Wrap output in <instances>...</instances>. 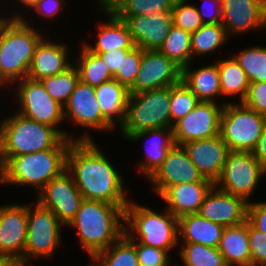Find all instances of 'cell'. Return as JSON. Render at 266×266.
Wrapping results in <instances>:
<instances>
[{"label": "cell", "mask_w": 266, "mask_h": 266, "mask_svg": "<svg viewBox=\"0 0 266 266\" xmlns=\"http://www.w3.org/2000/svg\"><path fill=\"white\" fill-rule=\"evenodd\" d=\"M130 50L131 49H114L107 52L93 53L98 54L104 60L109 72L114 75L117 69H120L122 57H125Z\"/></svg>", "instance_id": "cell-46"}, {"label": "cell", "mask_w": 266, "mask_h": 266, "mask_svg": "<svg viewBox=\"0 0 266 266\" xmlns=\"http://www.w3.org/2000/svg\"><path fill=\"white\" fill-rule=\"evenodd\" d=\"M266 169L251 152L229 151L221 176L214 184L220 190L240 196L247 202ZM220 185V187H219Z\"/></svg>", "instance_id": "cell-9"}, {"label": "cell", "mask_w": 266, "mask_h": 266, "mask_svg": "<svg viewBox=\"0 0 266 266\" xmlns=\"http://www.w3.org/2000/svg\"><path fill=\"white\" fill-rule=\"evenodd\" d=\"M67 170L84 199L128 205L121 174L88 133L71 143L67 152Z\"/></svg>", "instance_id": "cell-1"}, {"label": "cell", "mask_w": 266, "mask_h": 266, "mask_svg": "<svg viewBox=\"0 0 266 266\" xmlns=\"http://www.w3.org/2000/svg\"><path fill=\"white\" fill-rule=\"evenodd\" d=\"M217 65L220 74L221 96L232 97V95L239 94L240 102H242L250 85L245 71L233 56L228 60H218Z\"/></svg>", "instance_id": "cell-31"}, {"label": "cell", "mask_w": 266, "mask_h": 266, "mask_svg": "<svg viewBox=\"0 0 266 266\" xmlns=\"http://www.w3.org/2000/svg\"><path fill=\"white\" fill-rule=\"evenodd\" d=\"M227 36L266 26V0H221Z\"/></svg>", "instance_id": "cell-20"}, {"label": "cell", "mask_w": 266, "mask_h": 266, "mask_svg": "<svg viewBox=\"0 0 266 266\" xmlns=\"http://www.w3.org/2000/svg\"><path fill=\"white\" fill-rule=\"evenodd\" d=\"M207 1H210L209 4L212 6L213 4V8L212 11L214 13H210L208 11H205V7L204 5H202V11L197 8V11L199 12L201 21L203 24H221L222 23V7H221V0H205L204 2L207 3ZM209 6V5H208ZM208 10V9H207ZM208 19H207V18ZM207 19V20H206Z\"/></svg>", "instance_id": "cell-47"}, {"label": "cell", "mask_w": 266, "mask_h": 266, "mask_svg": "<svg viewBox=\"0 0 266 266\" xmlns=\"http://www.w3.org/2000/svg\"><path fill=\"white\" fill-rule=\"evenodd\" d=\"M266 117L242 102L226 103L220 117V136L230 151L253 152L262 134Z\"/></svg>", "instance_id": "cell-8"}, {"label": "cell", "mask_w": 266, "mask_h": 266, "mask_svg": "<svg viewBox=\"0 0 266 266\" xmlns=\"http://www.w3.org/2000/svg\"><path fill=\"white\" fill-rule=\"evenodd\" d=\"M199 173L213 184L220 178L228 152L227 144L219 135L182 145Z\"/></svg>", "instance_id": "cell-21"}, {"label": "cell", "mask_w": 266, "mask_h": 266, "mask_svg": "<svg viewBox=\"0 0 266 266\" xmlns=\"http://www.w3.org/2000/svg\"><path fill=\"white\" fill-rule=\"evenodd\" d=\"M117 17L128 26L134 45L143 50H159L173 26L172 12Z\"/></svg>", "instance_id": "cell-19"}, {"label": "cell", "mask_w": 266, "mask_h": 266, "mask_svg": "<svg viewBox=\"0 0 266 266\" xmlns=\"http://www.w3.org/2000/svg\"><path fill=\"white\" fill-rule=\"evenodd\" d=\"M40 81L50 96L64 106L80 81V76L77 67L71 66L63 73L43 78Z\"/></svg>", "instance_id": "cell-36"}, {"label": "cell", "mask_w": 266, "mask_h": 266, "mask_svg": "<svg viewBox=\"0 0 266 266\" xmlns=\"http://www.w3.org/2000/svg\"><path fill=\"white\" fill-rule=\"evenodd\" d=\"M248 203L244 198L213 185L205 195L198 214L224 227L235 226L247 221Z\"/></svg>", "instance_id": "cell-17"}, {"label": "cell", "mask_w": 266, "mask_h": 266, "mask_svg": "<svg viewBox=\"0 0 266 266\" xmlns=\"http://www.w3.org/2000/svg\"><path fill=\"white\" fill-rule=\"evenodd\" d=\"M84 199L75 217L67 225L76 228L80 245L93 258L125 234V207ZM121 220V222H119Z\"/></svg>", "instance_id": "cell-2"}, {"label": "cell", "mask_w": 266, "mask_h": 266, "mask_svg": "<svg viewBox=\"0 0 266 266\" xmlns=\"http://www.w3.org/2000/svg\"><path fill=\"white\" fill-rule=\"evenodd\" d=\"M64 119L69 117L75 124L93 129L111 130L114 126L103 116L96 99L95 87L78 82L67 103L63 106Z\"/></svg>", "instance_id": "cell-18"}, {"label": "cell", "mask_w": 266, "mask_h": 266, "mask_svg": "<svg viewBox=\"0 0 266 266\" xmlns=\"http://www.w3.org/2000/svg\"><path fill=\"white\" fill-rule=\"evenodd\" d=\"M135 250L138 256L140 266H168L169 256L168 251L159 248H154L135 242Z\"/></svg>", "instance_id": "cell-42"}, {"label": "cell", "mask_w": 266, "mask_h": 266, "mask_svg": "<svg viewBox=\"0 0 266 266\" xmlns=\"http://www.w3.org/2000/svg\"><path fill=\"white\" fill-rule=\"evenodd\" d=\"M173 24L189 33L196 32L202 25V21L193 4H187V0H176L172 9Z\"/></svg>", "instance_id": "cell-41"}, {"label": "cell", "mask_w": 266, "mask_h": 266, "mask_svg": "<svg viewBox=\"0 0 266 266\" xmlns=\"http://www.w3.org/2000/svg\"><path fill=\"white\" fill-rule=\"evenodd\" d=\"M63 3L66 4L64 0H39L33 9L48 18L56 15L60 11Z\"/></svg>", "instance_id": "cell-48"}, {"label": "cell", "mask_w": 266, "mask_h": 266, "mask_svg": "<svg viewBox=\"0 0 266 266\" xmlns=\"http://www.w3.org/2000/svg\"><path fill=\"white\" fill-rule=\"evenodd\" d=\"M80 59L75 60L79 71L80 80L92 87H97L102 83L113 79L104 60L90 51L85 45L82 47Z\"/></svg>", "instance_id": "cell-32"}, {"label": "cell", "mask_w": 266, "mask_h": 266, "mask_svg": "<svg viewBox=\"0 0 266 266\" xmlns=\"http://www.w3.org/2000/svg\"><path fill=\"white\" fill-rule=\"evenodd\" d=\"M28 205L0 206V256L24 262Z\"/></svg>", "instance_id": "cell-15"}, {"label": "cell", "mask_w": 266, "mask_h": 266, "mask_svg": "<svg viewBox=\"0 0 266 266\" xmlns=\"http://www.w3.org/2000/svg\"><path fill=\"white\" fill-rule=\"evenodd\" d=\"M182 69L159 50H143V58L129 94L163 88L181 81Z\"/></svg>", "instance_id": "cell-14"}, {"label": "cell", "mask_w": 266, "mask_h": 266, "mask_svg": "<svg viewBox=\"0 0 266 266\" xmlns=\"http://www.w3.org/2000/svg\"><path fill=\"white\" fill-rule=\"evenodd\" d=\"M149 135L154 136L151 146L147 148V154L144 158L145 160L143 162H139L140 164L137 167L138 170L147 178H149L163 163V161L166 159L168 151L175 145L172 128L145 130L132 134L128 139L136 141L143 139L144 136L146 137Z\"/></svg>", "instance_id": "cell-26"}, {"label": "cell", "mask_w": 266, "mask_h": 266, "mask_svg": "<svg viewBox=\"0 0 266 266\" xmlns=\"http://www.w3.org/2000/svg\"><path fill=\"white\" fill-rule=\"evenodd\" d=\"M203 178L184 147L175 144L168 151L163 163L148 179L156 194L160 195L169 186L199 182Z\"/></svg>", "instance_id": "cell-16"}, {"label": "cell", "mask_w": 266, "mask_h": 266, "mask_svg": "<svg viewBox=\"0 0 266 266\" xmlns=\"http://www.w3.org/2000/svg\"><path fill=\"white\" fill-rule=\"evenodd\" d=\"M252 153L259 163L266 169V123L263 127L256 148Z\"/></svg>", "instance_id": "cell-49"}, {"label": "cell", "mask_w": 266, "mask_h": 266, "mask_svg": "<svg viewBox=\"0 0 266 266\" xmlns=\"http://www.w3.org/2000/svg\"><path fill=\"white\" fill-rule=\"evenodd\" d=\"M121 132L127 139L135 133L171 128L170 86L129 94Z\"/></svg>", "instance_id": "cell-7"}, {"label": "cell", "mask_w": 266, "mask_h": 266, "mask_svg": "<svg viewBox=\"0 0 266 266\" xmlns=\"http://www.w3.org/2000/svg\"><path fill=\"white\" fill-rule=\"evenodd\" d=\"M38 194L36 201L42 207L51 210L65 226L75 217L84 200L67 169L50 180Z\"/></svg>", "instance_id": "cell-12"}, {"label": "cell", "mask_w": 266, "mask_h": 266, "mask_svg": "<svg viewBox=\"0 0 266 266\" xmlns=\"http://www.w3.org/2000/svg\"><path fill=\"white\" fill-rule=\"evenodd\" d=\"M43 37L37 44L28 71V78L40 81L43 78L63 73L72 64L68 63L66 45L53 43Z\"/></svg>", "instance_id": "cell-23"}, {"label": "cell", "mask_w": 266, "mask_h": 266, "mask_svg": "<svg viewBox=\"0 0 266 266\" xmlns=\"http://www.w3.org/2000/svg\"><path fill=\"white\" fill-rule=\"evenodd\" d=\"M225 102L200 101L186 116L173 124V137L176 145L209 139L220 134V117Z\"/></svg>", "instance_id": "cell-13"}, {"label": "cell", "mask_w": 266, "mask_h": 266, "mask_svg": "<svg viewBox=\"0 0 266 266\" xmlns=\"http://www.w3.org/2000/svg\"><path fill=\"white\" fill-rule=\"evenodd\" d=\"M218 250L223 255L227 266H251L248 221L225 227Z\"/></svg>", "instance_id": "cell-25"}, {"label": "cell", "mask_w": 266, "mask_h": 266, "mask_svg": "<svg viewBox=\"0 0 266 266\" xmlns=\"http://www.w3.org/2000/svg\"><path fill=\"white\" fill-rule=\"evenodd\" d=\"M143 58V49L133 47L125 57H122L120 69H117L113 79L124 85L128 90L134 85Z\"/></svg>", "instance_id": "cell-40"}, {"label": "cell", "mask_w": 266, "mask_h": 266, "mask_svg": "<svg viewBox=\"0 0 266 266\" xmlns=\"http://www.w3.org/2000/svg\"><path fill=\"white\" fill-rule=\"evenodd\" d=\"M159 51L183 69L192 62L191 33L173 24Z\"/></svg>", "instance_id": "cell-34"}, {"label": "cell", "mask_w": 266, "mask_h": 266, "mask_svg": "<svg viewBox=\"0 0 266 266\" xmlns=\"http://www.w3.org/2000/svg\"><path fill=\"white\" fill-rule=\"evenodd\" d=\"M179 251L185 266H227L218 248L196 243H184Z\"/></svg>", "instance_id": "cell-37"}, {"label": "cell", "mask_w": 266, "mask_h": 266, "mask_svg": "<svg viewBox=\"0 0 266 266\" xmlns=\"http://www.w3.org/2000/svg\"><path fill=\"white\" fill-rule=\"evenodd\" d=\"M8 19H5V18H1L0 17V22H6Z\"/></svg>", "instance_id": "cell-53"}, {"label": "cell", "mask_w": 266, "mask_h": 266, "mask_svg": "<svg viewBox=\"0 0 266 266\" xmlns=\"http://www.w3.org/2000/svg\"><path fill=\"white\" fill-rule=\"evenodd\" d=\"M20 109L18 113L39 123L54 127L63 137L74 140L57 125L64 120L63 106L46 91L41 81L28 77L21 79L17 90Z\"/></svg>", "instance_id": "cell-11"}, {"label": "cell", "mask_w": 266, "mask_h": 266, "mask_svg": "<svg viewBox=\"0 0 266 266\" xmlns=\"http://www.w3.org/2000/svg\"><path fill=\"white\" fill-rule=\"evenodd\" d=\"M176 0H112L106 7L116 16L172 12Z\"/></svg>", "instance_id": "cell-33"}, {"label": "cell", "mask_w": 266, "mask_h": 266, "mask_svg": "<svg viewBox=\"0 0 266 266\" xmlns=\"http://www.w3.org/2000/svg\"><path fill=\"white\" fill-rule=\"evenodd\" d=\"M92 266H140L135 250V239L124 234L110 247L97 253Z\"/></svg>", "instance_id": "cell-30"}, {"label": "cell", "mask_w": 266, "mask_h": 266, "mask_svg": "<svg viewBox=\"0 0 266 266\" xmlns=\"http://www.w3.org/2000/svg\"><path fill=\"white\" fill-rule=\"evenodd\" d=\"M213 185L210 180L203 178L199 182L169 186L159 196L167 202L166 209L179 219L184 215L197 214Z\"/></svg>", "instance_id": "cell-22"}, {"label": "cell", "mask_w": 266, "mask_h": 266, "mask_svg": "<svg viewBox=\"0 0 266 266\" xmlns=\"http://www.w3.org/2000/svg\"><path fill=\"white\" fill-rule=\"evenodd\" d=\"M69 148H51L12 157L0 169V183L32 185L39 192L53 178L67 169Z\"/></svg>", "instance_id": "cell-5"}, {"label": "cell", "mask_w": 266, "mask_h": 266, "mask_svg": "<svg viewBox=\"0 0 266 266\" xmlns=\"http://www.w3.org/2000/svg\"><path fill=\"white\" fill-rule=\"evenodd\" d=\"M190 64L182 69L181 80L197 96L199 101L215 102L221 95L220 74L217 63L190 70Z\"/></svg>", "instance_id": "cell-29"}, {"label": "cell", "mask_w": 266, "mask_h": 266, "mask_svg": "<svg viewBox=\"0 0 266 266\" xmlns=\"http://www.w3.org/2000/svg\"><path fill=\"white\" fill-rule=\"evenodd\" d=\"M112 0H98V3L107 6Z\"/></svg>", "instance_id": "cell-52"}, {"label": "cell", "mask_w": 266, "mask_h": 266, "mask_svg": "<svg viewBox=\"0 0 266 266\" xmlns=\"http://www.w3.org/2000/svg\"><path fill=\"white\" fill-rule=\"evenodd\" d=\"M124 223L125 234L130 239H139L141 244L169 251L179 243L178 218L167 209L165 213H157L137 202H129Z\"/></svg>", "instance_id": "cell-6"}, {"label": "cell", "mask_w": 266, "mask_h": 266, "mask_svg": "<svg viewBox=\"0 0 266 266\" xmlns=\"http://www.w3.org/2000/svg\"><path fill=\"white\" fill-rule=\"evenodd\" d=\"M251 266H266V234L248 222Z\"/></svg>", "instance_id": "cell-43"}, {"label": "cell", "mask_w": 266, "mask_h": 266, "mask_svg": "<svg viewBox=\"0 0 266 266\" xmlns=\"http://www.w3.org/2000/svg\"><path fill=\"white\" fill-rule=\"evenodd\" d=\"M247 221L257 230L266 234V202H249Z\"/></svg>", "instance_id": "cell-45"}, {"label": "cell", "mask_w": 266, "mask_h": 266, "mask_svg": "<svg viewBox=\"0 0 266 266\" xmlns=\"http://www.w3.org/2000/svg\"><path fill=\"white\" fill-rule=\"evenodd\" d=\"M96 99L103 116L113 125H121L125 118L129 90L112 79L95 87Z\"/></svg>", "instance_id": "cell-28"}, {"label": "cell", "mask_w": 266, "mask_h": 266, "mask_svg": "<svg viewBox=\"0 0 266 266\" xmlns=\"http://www.w3.org/2000/svg\"><path fill=\"white\" fill-rule=\"evenodd\" d=\"M18 1V0H17ZM39 0H19V2L23 5H25L26 7H30L31 9L36 5V3L38 2Z\"/></svg>", "instance_id": "cell-51"}, {"label": "cell", "mask_w": 266, "mask_h": 266, "mask_svg": "<svg viewBox=\"0 0 266 266\" xmlns=\"http://www.w3.org/2000/svg\"><path fill=\"white\" fill-rule=\"evenodd\" d=\"M8 18L0 30V85L28 77L41 33L21 16Z\"/></svg>", "instance_id": "cell-4"}, {"label": "cell", "mask_w": 266, "mask_h": 266, "mask_svg": "<svg viewBox=\"0 0 266 266\" xmlns=\"http://www.w3.org/2000/svg\"><path fill=\"white\" fill-rule=\"evenodd\" d=\"M31 208H33L31 205L28 206L24 262L19 261L17 266H25L32 257H52L61 241L60 227L63 224L51 210L42 207L38 202L34 210Z\"/></svg>", "instance_id": "cell-10"}, {"label": "cell", "mask_w": 266, "mask_h": 266, "mask_svg": "<svg viewBox=\"0 0 266 266\" xmlns=\"http://www.w3.org/2000/svg\"><path fill=\"white\" fill-rule=\"evenodd\" d=\"M227 39L225 27L221 24H203L191 34L192 60L194 56L216 51Z\"/></svg>", "instance_id": "cell-35"}, {"label": "cell", "mask_w": 266, "mask_h": 266, "mask_svg": "<svg viewBox=\"0 0 266 266\" xmlns=\"http://www.w3.org/2000/svg\"><path fill=\"white\" fill-rule=\"evenodd\" d=\"M0 124V169L14 156L51 148H69L74 140L54 127L15 113Z\"/></svg>", "instance_id": "cell-3"}, {"label": "cell", "mask_w": 266, "mask_h": 266, "mask_svg": "<svg viewBox=\"0 0 266 266\" xmlns=\"http://www.w3.org/2000/svg\"><path fill=\"white\" fill-rule=\"evenodd\" d=\"M109 16V22L101 23L98 31V39L94 46L85 45L92 52H107L114 49H132L135 47L128 26L120 20L106 6L101 5Z\"/></svg>", "instance_id": "cell-27"}, {"label": "cell", "mask_w": 266, "mask_h": 266, "mask_svg": "<svg viewBox=\"0 0 266 266\" xmlns=\"http://www.w3.org/2000/svg\"><path fill=\"white\" fill-rule=\"evenodd\" d=\"M199 102L197 96L182 80L178 84L170 86L171 128L176 121L191 112Z\"/></svg>", "instance_id": "cell-39"}, {"label": "cell", "mask_w": 266, "mask_h": 266, "mask_svg": "<svg viewBox=\"0 0 266 266\" xmlns=\"http://www.w3.org/2000/svg\"><path fill=\"white\" fill-rule=\"evenodd\" d=\"M242 103L266 117V82L250 83Z\"/></svg>", "instance_id": "cell-44"}, {"label": "cell", "mask_w": 266, "mask_h": 266, "mask_svg": "<svg viewBox=\"0 0 266 266\" xmlns=\"http://www.w3.org/2000/svg\"><path fill=\"white\" fill-rule=\"evenodd\" d=\"M4 23H5V22H0V30H1V28L3 27Z\"/></svg>", "instance_id": "cell-54"}, {"label": "cell", "mask_w": 266, "mask_h": 266, "mask_svg": "<svg viewBox=\"0 0 266 266\" xmlns=\"http://www.w3.org/2000/svg\"><path fill=\"white\" fill-rule=\"evenodd\" d=\"M250 83L266 82V47H251L233 56Z\"/></svg>", "instance_id": "cell-38"}, {"label": "cell", "mask_w": 266, "mask_h": 266, "mask_svg": "<svg viewBox=\"0 0 266 266\" xmlns=\"http://www.w3.org/2000/svg\"><path fill=\"white\" fill-rule=\"evenodd\" d=\"M18 261L12 257L0 256V266H17Z\"/></svg>", "instance_id": "cell-50"}, {"label": "cell", "mask_w": 266, "mask_h": 266, "mask_svg": "<svg viewBox=\"0 0 266 266\" xmlns=\"http://www.w3.org/2000/svg\"><path fill=\"white\" fill-rule=\"evenodd\" d=\"M180 239L184 243H196L218 248L224 226L209 221L197 214H188L178 219Z\"/></svg>", "instance_id": "cell-24"}]
</instances>
